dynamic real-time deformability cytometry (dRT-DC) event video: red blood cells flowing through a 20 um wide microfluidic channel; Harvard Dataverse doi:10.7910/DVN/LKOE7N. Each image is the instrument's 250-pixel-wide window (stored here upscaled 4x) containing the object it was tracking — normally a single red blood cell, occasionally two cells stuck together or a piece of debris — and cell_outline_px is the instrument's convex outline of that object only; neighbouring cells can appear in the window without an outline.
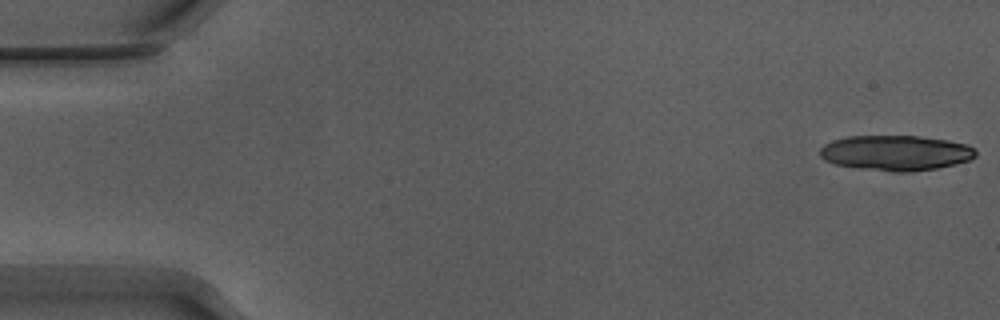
{"species": "Egyptian fruit bat (a non-hibernating species)", "species_latin": "Rousettus aegyptiacus", "temperature_condition": "warm", "stored_images_in_passage": 19, "camera_frame_rate_fps": 3000, "um_per_image_px": 0.085, "animal": {"sex": "male"}, "frame": {"image": 1, "passage_image": 1, "time_ms": 0.0, "image_size_px": [1000, 320], "cell_outline_px": [[976, 156], [968, 160], [956, 164], [936, 168], [912, 172], [892, 172], [860, 168], [836, 164], [824, 160], [820, 156], [820, 148], [824, 144], [832, 140], [848, 136], [920, 136], [948, 140], [968, 144], [976, 152]], "centroid_in_image_um": [76.14, 12.99], "position_along_channel_um": 8.9, "area_um2": 32.08}}